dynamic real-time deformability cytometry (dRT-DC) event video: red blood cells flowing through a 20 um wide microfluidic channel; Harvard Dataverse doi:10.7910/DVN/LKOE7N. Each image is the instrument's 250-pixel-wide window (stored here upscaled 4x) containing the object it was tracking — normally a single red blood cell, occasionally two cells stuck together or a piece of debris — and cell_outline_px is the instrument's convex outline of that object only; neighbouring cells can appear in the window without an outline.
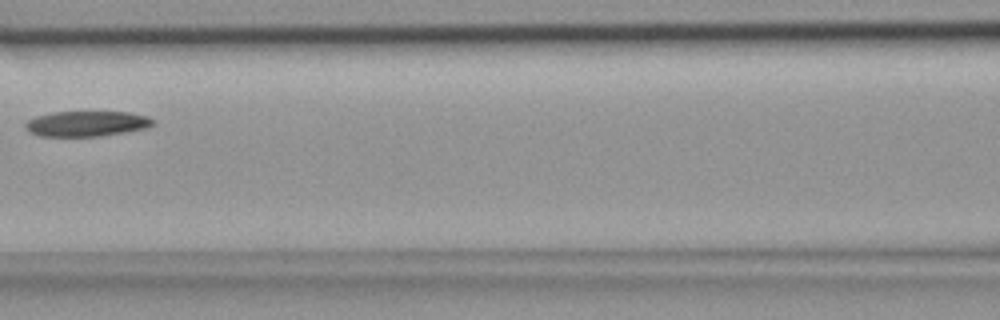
{"species": "common noctule bat (a hibernating species)", "species_latin": "Nyctalus noctula", "temperature_condition": "room temperature", "stored_images_in_passage": 5, "camera_frame_rate_fps": 3000, "um_per_image_px": 0.085, "animal": {"sex": "female", "body_mass_g": 18.4}, "frame": {"image": 1, "passage_image": 5, "time_ms": 1.333, "image_size_px": [1000, 320], "cell_outline_px": [[156, 120], [148, 128], [100, 136], [40, 136], [28, 132], [24, 124], [28, 120], [36, 116], [52, 112], [128, 112], [148, 116]], "centroid_in_image_um": [7.37, 10.51], "position_along_channel_um": 159.2, "area_um2": 18.9}}